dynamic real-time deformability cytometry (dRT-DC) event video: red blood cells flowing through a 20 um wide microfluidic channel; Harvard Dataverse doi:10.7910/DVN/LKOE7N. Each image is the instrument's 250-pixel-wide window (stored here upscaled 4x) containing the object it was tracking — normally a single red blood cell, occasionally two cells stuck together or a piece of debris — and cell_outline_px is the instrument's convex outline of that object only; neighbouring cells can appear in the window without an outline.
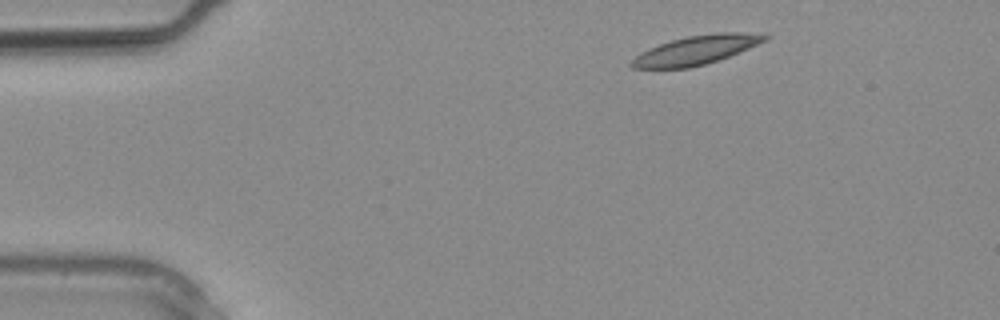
{"species": "common noctule bat (a hibernating species)", "species_latin": "Nyctalus noctula", "temperature_condition": "warm", "stored_images_in_passage": 2, "camera_frame_rate_fps": 3000, "um_per_image_px": 0.085, "animal": {"sex": "male", "body_mass_g": 20.4}, "frame": {"image": 1, "passage_image": 1, "time_ms": 0.0, "image_size_px": [1000, 320], "cell_outline_px": [[772, 36], [768, 40], [728, 56], [704, 64], [688, 68], [632, 68], [628, 64], [640, 52], [648, 48], [672, 40], [688, 36], [716, 32], [764, 32]], "centroid_in_image_um": [59.23, 4.23], "position_along_channel_um": 25.8, "area_um2": 22.54}}